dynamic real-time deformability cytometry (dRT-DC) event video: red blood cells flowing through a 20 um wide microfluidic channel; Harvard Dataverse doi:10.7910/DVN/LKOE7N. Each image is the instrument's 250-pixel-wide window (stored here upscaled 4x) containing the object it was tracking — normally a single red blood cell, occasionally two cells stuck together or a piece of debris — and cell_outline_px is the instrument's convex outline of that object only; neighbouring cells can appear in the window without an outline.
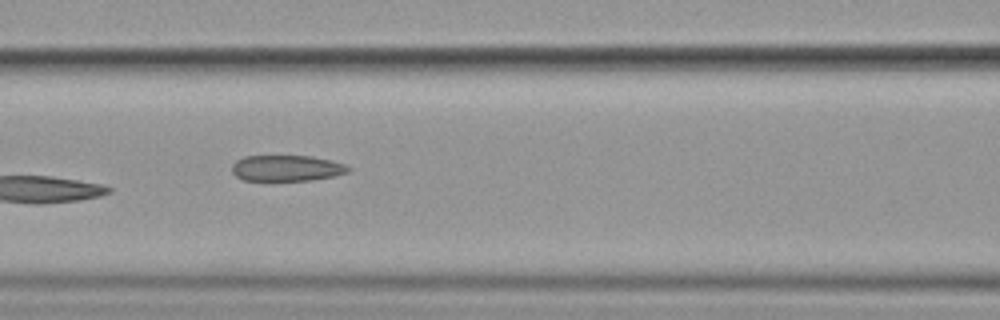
{"species": "common noctule bat (a hibernating species)", "species_latin": "Nyctalus noctula", "temperature_condition": "cold", "stored_images_in_passage": 11, "camera_frame_rate_fps": 3000, "um_per_image_px": 0.085, "animal": {"sex": "female", "body_mass_g": 19.9}, "frame": {"image": 1, "passage_image": 7, "time_ms": 8.0, "image_size_px": [1000, 320], "cell_outline_px": [[352, 168], [348, 172], [332, 176], [312, 180], [244, 180], [236, 176], [232, 172], [232, 164], [236, 160], [244, 156], [312, 156], [344, 164]], "centroid_in_image_um": [24.34, 14.29], "position_along_channel_um": 142.3, "area_um2": 17.46}}
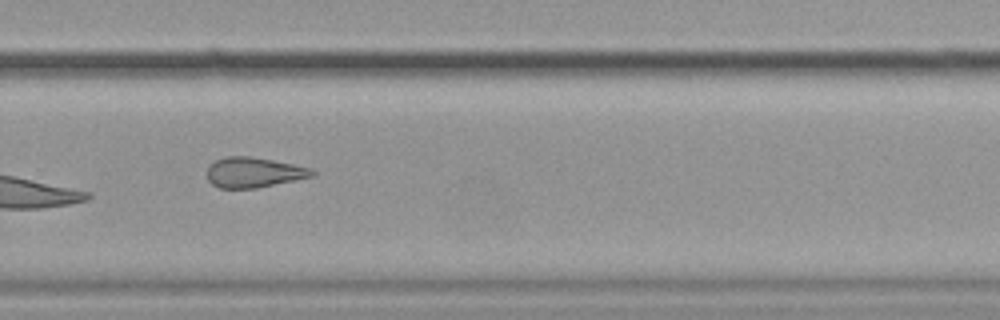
{"frame": {"image": 2, "passage_image": 11, "time_ms": 12.667, "image_size_px": [1000, 320], "cell_outline_px": [[316, 172], [312, 176], [256, 188], [220, 188], [212, 184], [208, 180], [208, 168], [216, 160], [228, 156], [248, 156], [272, 160], [312, 168]], "centroid_in_image_um": [21.56, 14.65], "position_along_channel_um": 308.2, "area_um2": 18.15}}